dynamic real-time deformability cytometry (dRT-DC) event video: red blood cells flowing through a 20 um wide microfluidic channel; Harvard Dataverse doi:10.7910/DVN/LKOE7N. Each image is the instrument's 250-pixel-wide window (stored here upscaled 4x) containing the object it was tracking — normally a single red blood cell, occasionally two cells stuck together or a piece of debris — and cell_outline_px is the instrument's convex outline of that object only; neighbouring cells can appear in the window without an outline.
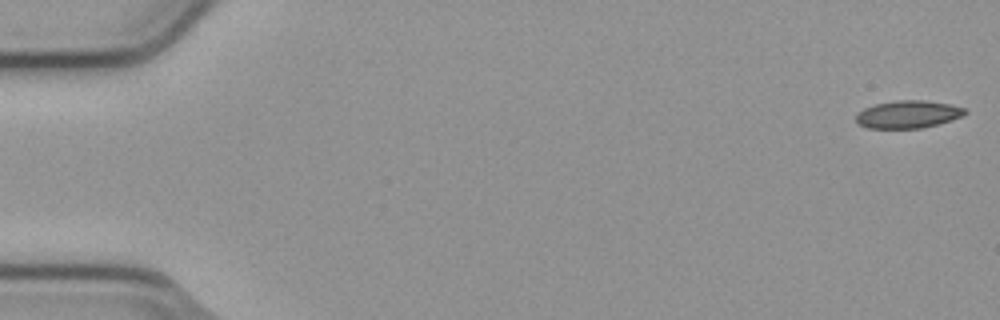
{"species": "common noctule bat (a hibernating species)", "species_latin": "Nyctalus noctula", "temperature_condition": "cold", "stored_images_in_passage": 54, "camera_frame_rate_fps": 3000, "um_per_image_px": 0.085, "animal": {"sex": "male", "body_mass_g": 23.1, "forearm_length_mm": 52.7}, "frame": {"image": 1, "passage_image": 1, "time_ms": 0.0, "image_size_px": [1000, 320], "cell_outline_px": [[968, 112], [960, 116], [936, 124], [920, 128], [868, 128], [860, 124], [856, 120], [856, 112], [864, 108], [876, 104], [896, 100], [924, 100], [952, 104], [964, 108]], "centroid_in_image_um": [77.15, 9.7], "position_along_channel_um": 7.9, "area_um2": 17.34}}
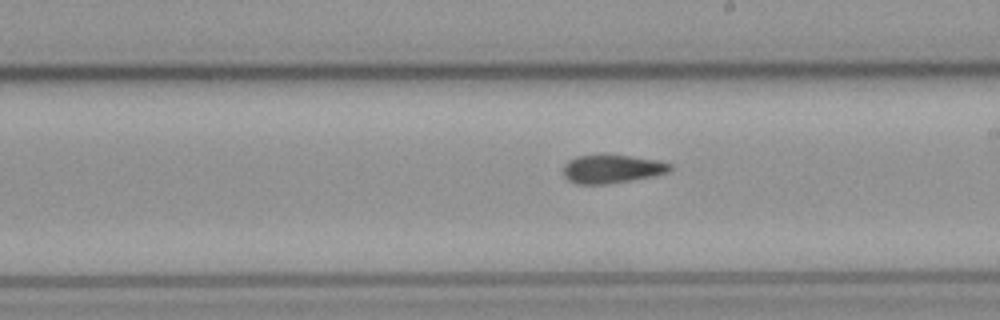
{"frame": {"image": 2, "passage_image": 31, "time_ms": 10.0, "image_size_px": [1000, 320], "cell_outline_px": [[672, 168], [668, 172], [652, 176], [604, 184], [576, 184], [568, 180], [564, 176], [564, 164], [568, 160], [576, 156], [628, 156], [656, 160], [672, 164]], "centroid_in_image_um": [51.99, 14.37], "position_along_channel_um": 237.0, "area_um2": 17.22}}
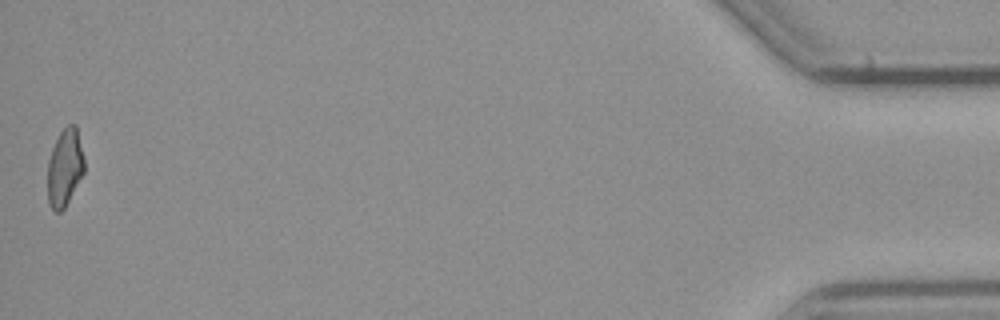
{"frame": {"image": 3, "passage_image": 54, "time_ms": 17.667, "image_size_px": [1000, 320], "cell_outline_px": [[84, 172], [64, 208], [60, 212], [56, 212], [52, 208], [48, 200], [48, 160], [52, 148], [60, 132], [68, 124], [76, 124], [84, 156]], "centroid_in_image_um": [5.51, 14.21], "position_along_channel_um": 429.7, "area_um2": 16.42}, "authors_computed_cell_mechanics": {"area_um2": 17.8313, "velocity_mm_per_s": 3.8035, "shape_relaxation_time_tau1_ms": null, "shape_relaxation_time_tau2_ms": 3.8577, "deformation_change_tau1": null, "deformation_change_tau2": 0.0984}}